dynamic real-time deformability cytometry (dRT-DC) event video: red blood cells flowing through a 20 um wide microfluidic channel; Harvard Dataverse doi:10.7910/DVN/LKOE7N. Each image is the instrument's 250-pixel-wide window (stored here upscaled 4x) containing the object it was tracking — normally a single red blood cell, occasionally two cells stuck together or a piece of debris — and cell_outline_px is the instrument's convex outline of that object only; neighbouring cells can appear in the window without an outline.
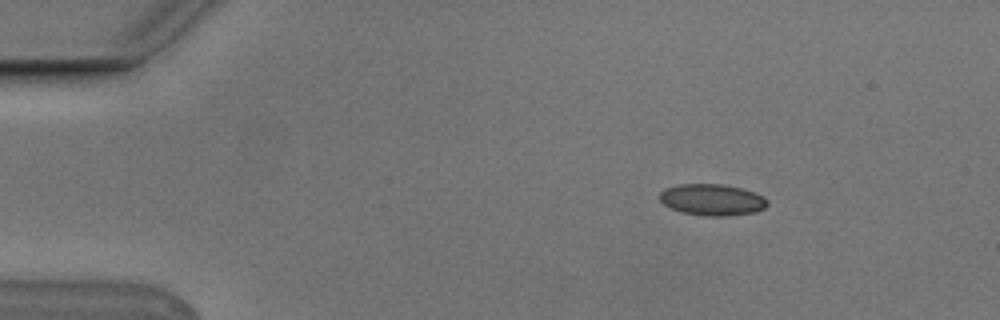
{"species": "Egyptian fruit bat (a non-hibernating species)", "species_latin": "Rousettus aegyptiacus", "temperature_condition": "cold", "stored_images_in_passage": 4, "camera_frame_rate_fps": 3000, "um_per_image_px": 0.085, "animal": {"sex": "male"}, "frame": {"image": 1, "passage_image": 2, "time_ms": 0.333, "image_size_px": [1000, 320], "cell_outline_px": [[768, 204], [764, 208], [756, 212], [724, 216], [708, 216], [680, 212], [664, 204], [660, 200], [660, 192], [664, 188], [680, 184], [724, 184], [740, 188], [764, 196], [768, 200]], "centroid_in_image_um": [60.53, 16.97], "position_along_channel_um": 24.5, "area_um2": 19.71}}